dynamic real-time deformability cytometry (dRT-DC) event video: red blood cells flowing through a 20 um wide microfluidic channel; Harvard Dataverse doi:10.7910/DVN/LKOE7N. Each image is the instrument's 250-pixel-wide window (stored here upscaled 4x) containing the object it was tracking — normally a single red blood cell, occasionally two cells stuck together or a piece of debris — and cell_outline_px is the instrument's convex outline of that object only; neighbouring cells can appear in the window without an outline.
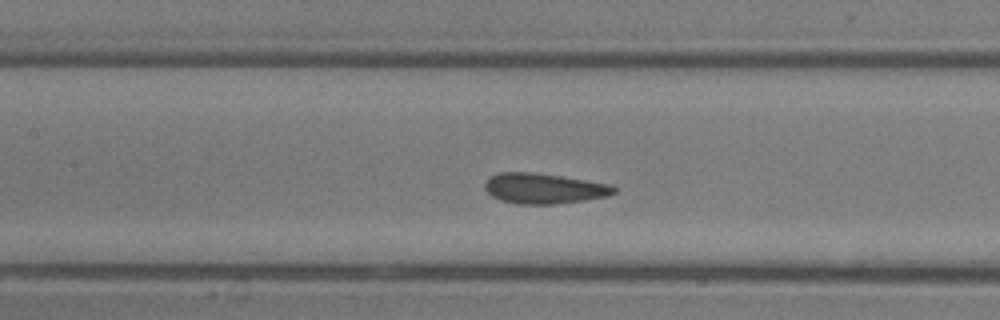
{"species": "common noctule bat (a hibernating species)", "species_latin": "Nyctalus noctula", "temperature_condition": "room temperature", "stored_images_in_passage": 35, "camera_frame_rate_fps": 3000, "um_per_image_px": 0.085, "animal": {"sex": "male", "body_mass_g": 13.3}, "frame": {"image": 1, "passage_image": 15, "time_ms": 4.667, "image_size_px": [1000, 320], "cell_outline_px": [[616, 192], [608, 196], [584, 200], [552, 204], [516, 204], [500, 200], [492, 196], [484, 188], [484, 184], [492, 176], [500, 172], [528, 172], [560, 176], [608, 184], [616, 188]], "centroid_in_image_um": [46.21, 16.03], "position_along_channel_um": 161.2, "area_um2": 22.54}}
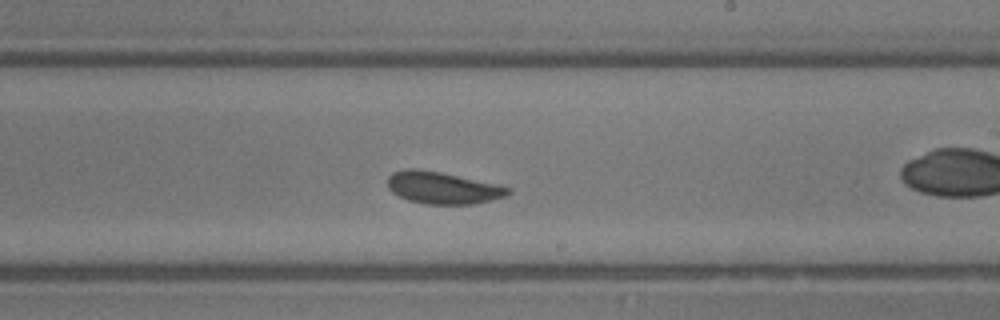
{"frame": {"image": 2, "passage_image": 20, "time_ms": 6.333, "image_size_px": [1000, 320], "cell_outline_px": [[512, 192], [508, 196], [492, 200], [472, 204], [424, 204], [408, 200], [392, 192], [388, 188], [388, 176], [392, 172], [408, 168], [416, 168], [440, 172], [496, 184], [512, 188]], "centroid_in_image_um": [37.64, 15.97], "position_along_channel_um": 251.4, "area_um2": 22.54}}